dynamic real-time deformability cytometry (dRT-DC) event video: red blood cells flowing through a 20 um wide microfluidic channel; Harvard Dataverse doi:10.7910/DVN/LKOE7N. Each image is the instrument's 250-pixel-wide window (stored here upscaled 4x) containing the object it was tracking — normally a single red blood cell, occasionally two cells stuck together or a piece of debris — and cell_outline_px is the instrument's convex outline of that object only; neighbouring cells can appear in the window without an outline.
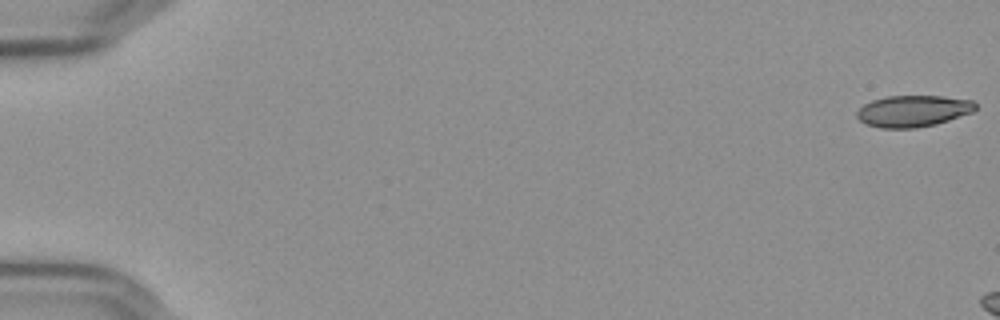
{"species": "Egyptian fruit bat (a non-hibernating species)", "species_latin": "Rousettus aegyptiacus", "temperature_condition": "cold", "stored_images_in_passage": 7, "camera_frame_rate_fps": 3000, "um_per_image_px": 0.085, "frame": {"image": 1, "passage_image": 1, "time_ms": 0.0, "image_size_px": [1000, 320], "cell_outline_px": [[976, 108], [972, 112], [936, 124], [916, 128], [880, 128], [868, 124], [860, 120], [856, 116], [856, 112], [864, 104], [872, 100], [888, 96], [944, 96], [972, 100], [976, 104]], "centroid_in_image_um": [77.61, 9.43], "position_along_channel_um": 7.4, "area_um2": 21.68}}